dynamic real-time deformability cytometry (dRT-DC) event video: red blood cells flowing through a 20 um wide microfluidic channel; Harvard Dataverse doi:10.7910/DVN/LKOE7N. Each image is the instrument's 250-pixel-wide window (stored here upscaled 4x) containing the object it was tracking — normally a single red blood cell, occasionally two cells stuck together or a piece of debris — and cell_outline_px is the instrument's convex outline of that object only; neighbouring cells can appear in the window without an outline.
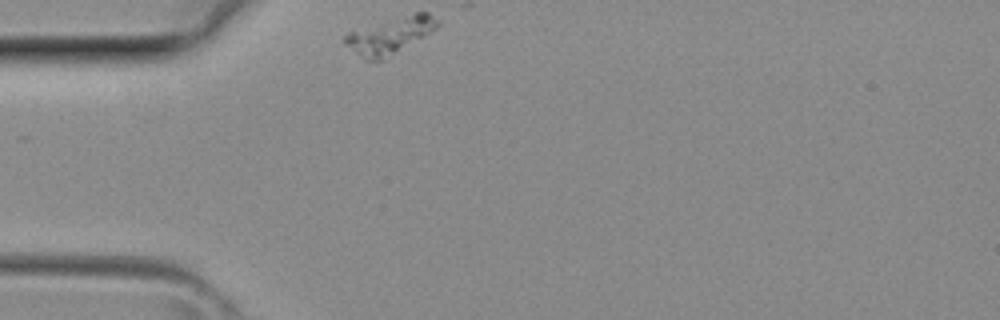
{"species": "common noctule bat (a hibernating species)", "species_latin": "Nyctalus noctula", "temperature_condition": "room temperature", "stored_images_in_passage": 23, "camera_frame_rate_fps": 3000, "um_per_image_px": 0.085, "animal": {"sex": "female", "body_mass_g": 29.2, "forearm_length_mm": 56.3}, "frame": {"image": 1, "passage_image": 1, "time_ms": 0.0, "image_size_px": [1000, 320], "cell_outline_px": [[440, 24], [432, 32], [380, 60], [372, 60], [356, 52], [344, 44], [344, 36], [348, 32], [416, 12], [428, 12], [440, 20]], "centroid_in_image_um": [33.21, 2.97], "position_along_channel_um": 51.8, "area_um2": 18.79}}
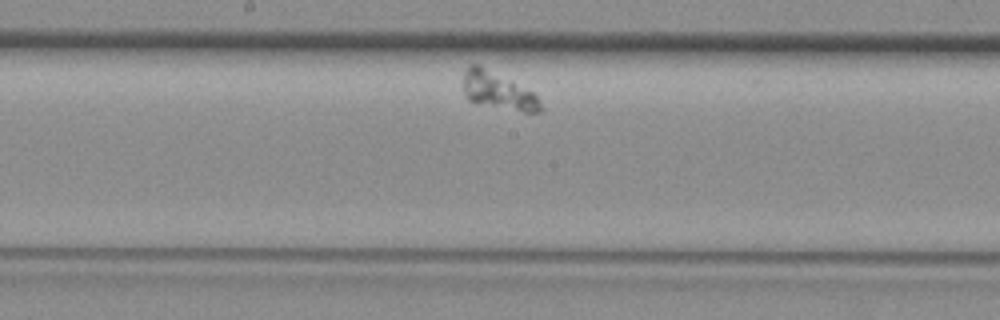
{"frame": {"image": 2, "passage_image": 12, "time_ms": 3.667, "image_size_px": [1000, 320], "cell_outline_px": [[544, 108], [540, 112], [524, 112], [476, 104], [468, 100], [464, 92], [464, 68], [468, 64], [480, 64], [512, 80], [532, 92], [540, 100]], "centroid_in_image_um": [42.32, 7.71], "position_along_channel_um": 205.9, "area_um2": 17.17}}
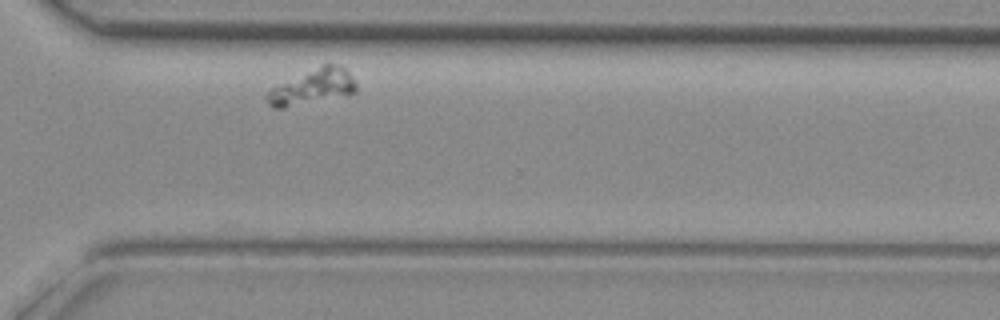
{"frame": {"image": 3, "passage_image": 21, "time_ms": 6.667, "image_size_px": [1000, 320], "cell_outline_px": [[356, 92], [348, 96], [284, 108], [272, 108], [264, 100], [264, 96], [272, 88], [320, 64], [340, 64], [352, 76], [356, 84]], "centroid_in_image_um": [26.57, 7.4], "position_along_channel_um": 344.0, "area_um2": 18.67}}